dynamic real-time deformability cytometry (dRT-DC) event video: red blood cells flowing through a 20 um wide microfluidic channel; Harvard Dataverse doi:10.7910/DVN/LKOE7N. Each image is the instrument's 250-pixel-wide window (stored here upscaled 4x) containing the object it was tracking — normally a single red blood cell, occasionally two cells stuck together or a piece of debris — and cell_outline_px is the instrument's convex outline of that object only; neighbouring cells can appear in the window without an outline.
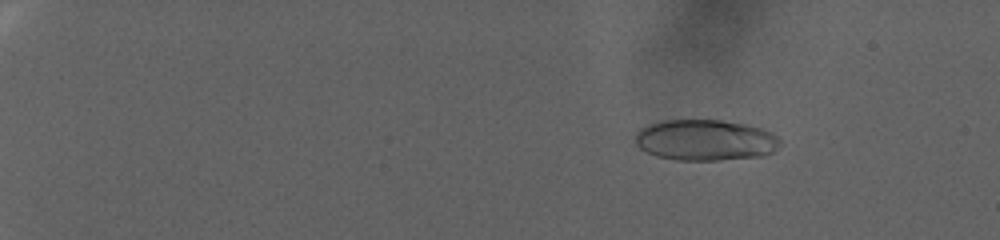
{"species": "human", "species_latin": "Homo sapiens", "temperature_condition": "warm", "stored_images_in_passage": 101, "camera_frame_rate_fps": 3000, "um_per_image_px": 0.085, "donor": {"sex": "female"}, "frame": {"image": 1, "passage_image": 18, "time_ms": 5.667, "image_size_px": [1000, 240], "cell_outline_px": [[780, 144], [772, 152], [764, 156], [720, 160], [676, 160], [656, 156], [640, 148], [636, 144], [636, 132], [640, 128], [648, 124], [660, 120], [720, 120], [744, 124], [760, 128], [772, 132], [780, 140]], "centroid_in_image_um": [59.94, 11.91], "position_along_channel_um": 25.1, "area_um2": 34.68}}
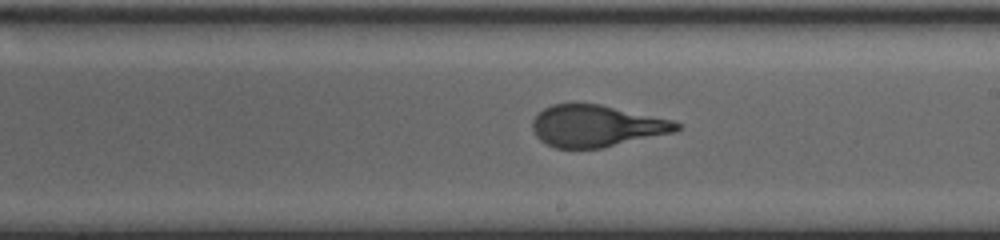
{"frame": {"image": 2, "passage_image": 67, "time_ms": 22.0, "image_size_px": [1000, 240], "cell_outline_px": [[680, 128], [676, 132], [604, 148], [556, 148], [540, 140], [536, 136], [532, 128], [532, 120], [544, 108], [552, 104], [600, 104], [672, 120], [680, 124]], "centroid_in_image_um": [50.71, 10.72], "position_along_channel_um": 238.3, "area_um2": 34.97}}
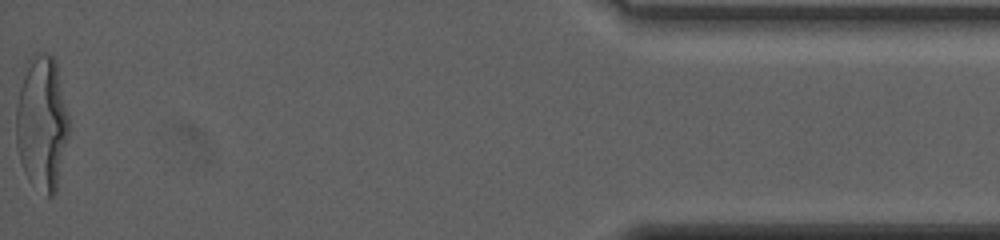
{"frame": {"image": 3, "passage_image": 101, "time_ms": 33.333, "image_size_px": [1000, 240], "cell_outline_px": [[68, 136], [56, 192], [52, 196], [48, 196], [32, 184], [28, 180], [24, 172], [20, 160], [16, 144], [16, 104], [20, 88], [28, 60], [36, 52], [48, 52], [56, 60], [68, 116]], "centroid_in_image_um": [3.55, 10.45], "position_along_channel_um": 431.6, "area_um2": 41.33}, "authors_computed_cell_mechanics": {"area_um2": 35.6626, "velocity_mm_per_s": 2.2836, "shape_relaxation_time_tau1_ms": 9.6382, "shape_relaxation_time_tau2_ms": null, "deformation_change_tau1": 0.2719, "deformation_change_tau2": null}}